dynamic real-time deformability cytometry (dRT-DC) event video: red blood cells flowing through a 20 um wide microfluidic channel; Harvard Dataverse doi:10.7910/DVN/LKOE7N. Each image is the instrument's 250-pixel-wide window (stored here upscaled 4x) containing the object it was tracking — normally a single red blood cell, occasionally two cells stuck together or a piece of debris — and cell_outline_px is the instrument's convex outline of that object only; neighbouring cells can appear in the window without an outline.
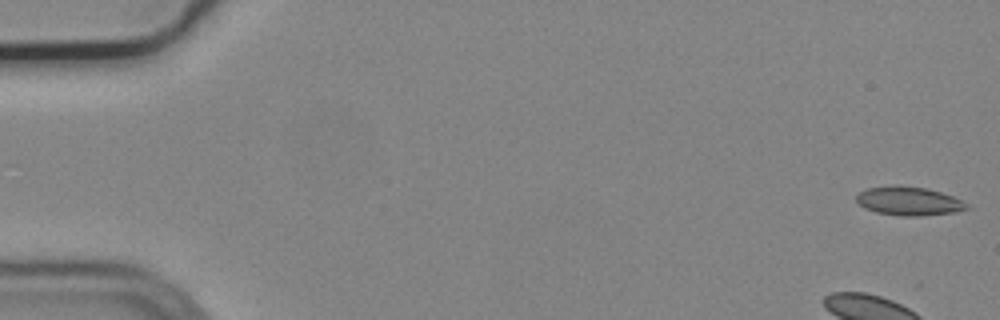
{"species": "common noctule bat (a hibernating species)", "species_latin": "Nyctalus noctula", "temperature_condition": "cold", "stored_images_in_passage": 5, "camera_frame_rate_fps": 3000, "um_per_image_px": 0.085, "animal": {"sex": "male", "body_mass_g": 19.2, "forearm_length_mm": 51.8}, "frame": {"image": 1, "passage_image": 1, "time_ms": 0.0, "image_size_px": [1000, 320], "cell_outline_px": [[972, 208], [956, 212], [920, 216], [900, 216], [876, 212], [864, 208], [856, 200], [856, 196], [860, 192], [868, 188], [896, 184], [924, 188], [940, 192], [952, 196], [968, 204]], "centroid_in_image_um": [77.26, 17.09], "position_along_channel_um": 7.7, "area_um2": 18.55}}